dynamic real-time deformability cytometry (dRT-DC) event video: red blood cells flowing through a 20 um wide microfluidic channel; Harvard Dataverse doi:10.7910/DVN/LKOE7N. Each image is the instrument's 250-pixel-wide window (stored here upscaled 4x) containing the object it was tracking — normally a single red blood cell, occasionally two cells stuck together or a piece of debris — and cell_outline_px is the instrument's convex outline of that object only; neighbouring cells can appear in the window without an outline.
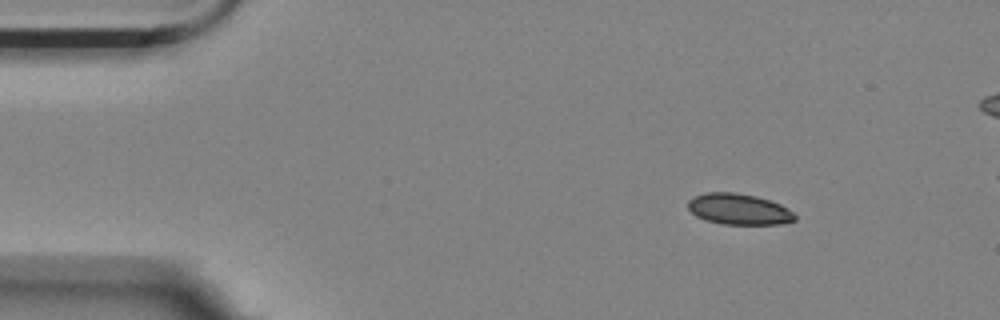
{"species": "Egyptian fruit bat (a non-hibernating species)", "species_latin": "Rousettus aegyptiacus", "temperature_condition": "room temperature", "stored_images_in_passage": 5, "camera_frame_rate_fps": 3000, "um_per_image_px": 0.085, "animal": {"sex": "female"}, "frame": {"image": 1, "passage_image": 2, "time_ms": 0.333, "image_size_px": [1000, 320], "cell_outline_px": [[796, 220], [780, 224], [720, 224], [704, 220], [696, 216], [688, 208], [688, 200], [696, 196], [708, 192], [736, 192], [756, 196], [780, 204], [788, 208], [796, 216]], "centroid_in_image_um": [62.8, 17.78], "position_along_channel_um": 22.2, "area_um2": 19.31}}